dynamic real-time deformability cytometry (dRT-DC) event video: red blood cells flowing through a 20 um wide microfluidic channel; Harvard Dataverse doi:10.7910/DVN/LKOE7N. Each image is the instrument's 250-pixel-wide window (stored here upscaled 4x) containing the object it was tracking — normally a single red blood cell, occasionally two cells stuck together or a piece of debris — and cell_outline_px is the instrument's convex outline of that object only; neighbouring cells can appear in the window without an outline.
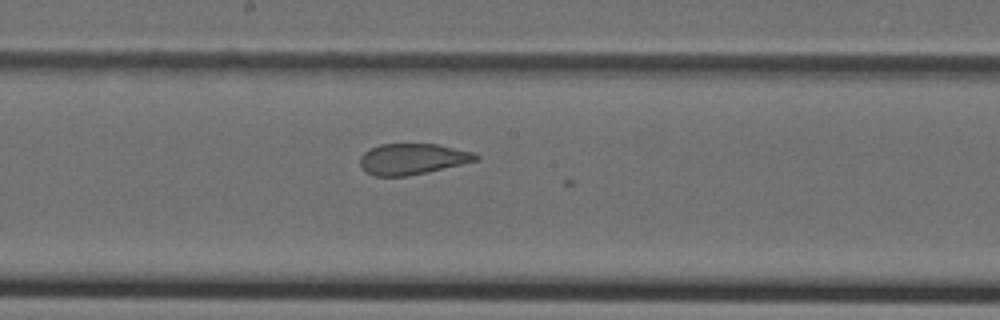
{"species": "Egyptian fruit bat (a non-hibernating species)", "species_latin": "Rousettus aegyptiacus", "temperature_condition": "cold", "stored_images_in_passage": 21, "camera_frame_rate_fps": 3000, "um_per_image_px": 0.085, "animal": {"sex": "female"}, "frame": {"image": 1, "passage_image": 14, "time_ms": 4.333, "image_size_px": [1000, 320], "cell_outline_px": [[480, 160], [428, 172], [408, 176], [372, 176], [364, 172], [360, 168], [360, 156], [364, 152], [380, 144], [436, 144], [472, 152], [480, 156]], "centroid_in_image_um": [35.03, 13.53], "position_along_channel_um": 213.2, "area_um2": 21.04}}
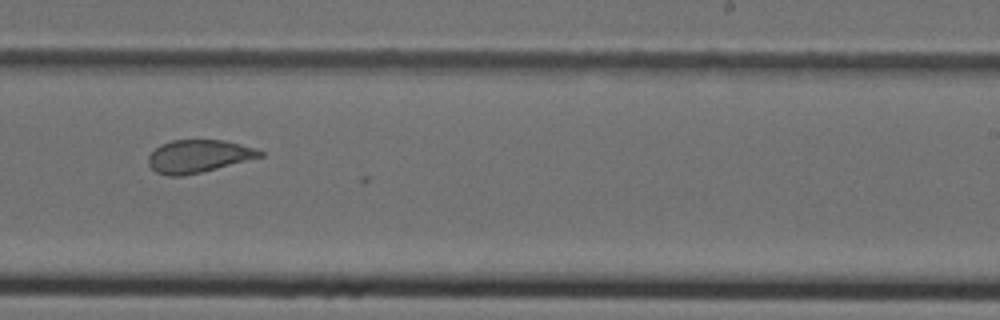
{"frame": {"image": 2, "passage_image": 18, "time_ms": 5.667, "image_size_px": [1000, 320], "cell_outline_px": [[264, 156], [200, 172], [180, 176], [168, 176], [156, 172], [148, 164], [148, 156], [160, 144], [172, 140], [224, 140], [256, 148], [264, 152]], "centroid_in_image_um": [16.86, 13.27], "position_along_channel_um": 272.1, "area_um2": 21.15}}